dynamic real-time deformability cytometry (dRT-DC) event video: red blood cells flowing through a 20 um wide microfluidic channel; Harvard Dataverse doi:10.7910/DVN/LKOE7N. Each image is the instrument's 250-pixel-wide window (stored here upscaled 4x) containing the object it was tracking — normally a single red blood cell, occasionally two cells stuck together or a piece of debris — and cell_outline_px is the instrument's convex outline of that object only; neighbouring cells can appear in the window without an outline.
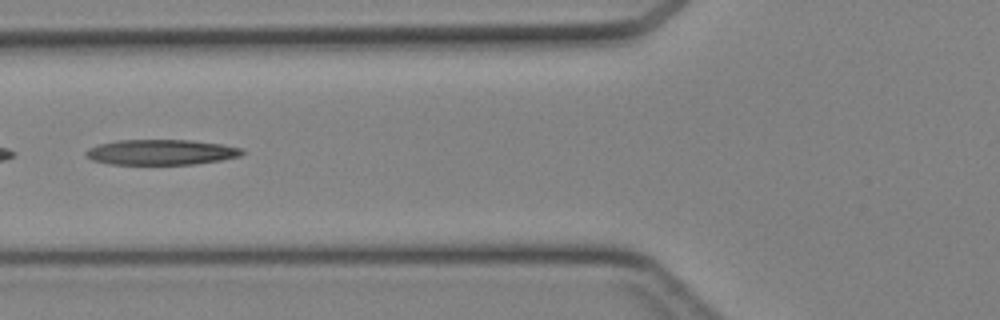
{"species": "Egyptian fruit bat (a non-hibernating species)", "species_latin": "Rousettus aegyptiacus", "temperature_condition": "cold", "stored_images_in_passage": 43, "camera_frame_rate_fps": 3000, "um_per_image_px": 0.085, "animal": {"sex": "female"}, "frame": {"image": 1, "passage_image": 16, "time_ms": 5.0, "image_size_px": [1000, 320], "cell_outline_px": [[244, 152], [240, 156], [220, 160], [196, 164], [108, 164], [92, 160], [84, 152], [88, 148], [100, 144], [116, 140], [188, 140], [220, 144], [244, 148]], "centroid_in_image_um": [13.69, 12.93], "position_along_channel_um": 112.1, "area_um2": 23.0}}
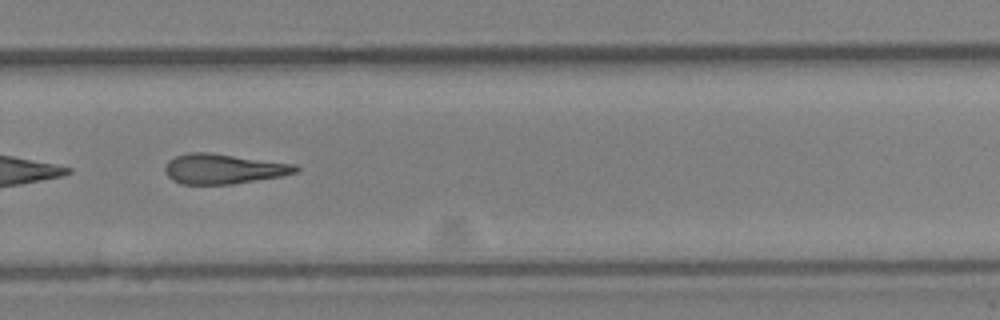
{"frame": {"image": 2, "passage_image": 29, "time_ms": 9.333, "image_size_px": [1000, 320], "cell_outline_px": [[300, 168], [296, 172], [280, 176], [232, 184], [180, 184], [172, 180], [168, 176], [164, 168], [168, 160], [176, 156], [188, 152], [204, 152], [296, 164]], "centroid_in_image_um": [18.96, 14.35], "position_along_channel_um": 310.8, "area_um2": 22.6}}
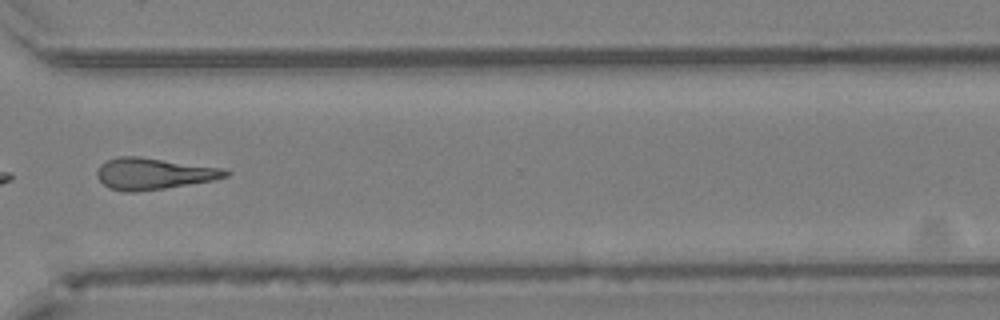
{"frame": {"image": 3, "passage_image": 32, "time_ms": 10.333, "image_size_px": [1000, 320], "cell_outline_px": [[232, 172], [228, 176], [212, 180], [164, 188], [136, 192], [124, 192], [112, 188], [104, 184], [96, 176], [96, 172], [100, 164], [108, 160], [120, 156], [140, 156], [224, 168]], "centroid_in_image_um": [13.06, 14.75], "position_along_channel_um": 357.5, "area_um2": 23.52}}